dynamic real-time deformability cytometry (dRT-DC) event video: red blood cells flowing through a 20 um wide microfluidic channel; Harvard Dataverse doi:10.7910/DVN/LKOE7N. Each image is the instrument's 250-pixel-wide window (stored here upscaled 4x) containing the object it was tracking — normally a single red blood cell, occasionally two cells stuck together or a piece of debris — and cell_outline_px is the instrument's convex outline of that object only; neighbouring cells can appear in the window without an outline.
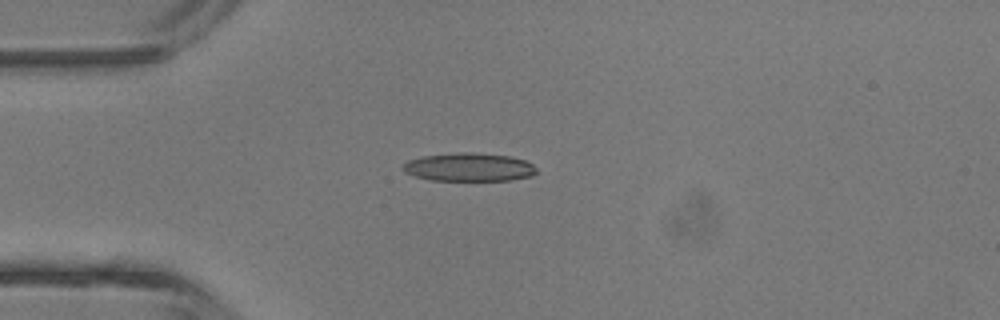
{"species": "common noctule bat (a hibernating species)", "species_latin": "Nyctalus noctula", "temperature_condition": "room temperature", "stored_images_in_passage": 4, "camera_frame_rate_fps": 3000, "um_per_image_px": 0.085, "animal": {"sex": "male", "body_mass_g": 13.3}, "frame": {"image": 1, "passage_image": 4, "time_ms": 3.667, "image_size_px": [1000, 320], "cell_outline_px": [[536, 172], [532, 176], [512, 180], [432, 180], [416, 176], [404, 172], [400, 168], [408, 160], [424, 156], [460, 152], [472, 152], [512, 156], [524, 160], [532, 164], [536, 168]], "centroid_in_image_um": [39.88, 14.2], "position_along_channel_um": 45.1, "area_um2": 22.02}}